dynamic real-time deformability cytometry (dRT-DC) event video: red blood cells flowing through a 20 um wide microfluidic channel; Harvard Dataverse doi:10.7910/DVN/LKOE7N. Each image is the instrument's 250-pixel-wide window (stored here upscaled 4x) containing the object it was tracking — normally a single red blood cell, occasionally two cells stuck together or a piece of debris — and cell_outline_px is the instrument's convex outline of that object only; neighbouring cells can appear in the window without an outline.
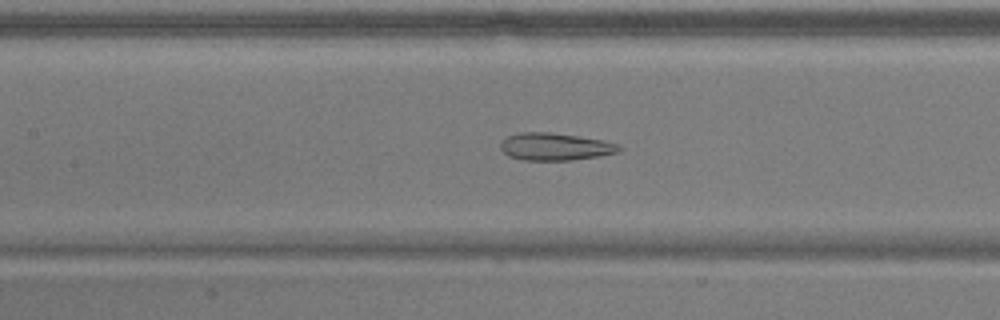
{"species": "common noctule bat (a hibernating species)", "species_latin": "Nyctalus noctula", "temperature_condition": "warm", "stored_images_in_passage": 53, "camera_frame_rate_fps": 3000, "um_per_image_px": 0.085, "animal": {"sex": "male", "body_mass_g": 17.9}, "frame": {"image": 1, "passage_image": 23, "time_ms": 7.333, "image_size_px": [1000, 320], "cell_outline_px": [[624, 148], [616, 152], [600, 156], [572, 160], [524, 160], [508, 156], [500, 148], [500, 144], [508, 136], [520, 132], [548, 132], [604, 140], [620, 144]], "centroid_in_image_um": [47.21, 12.47], "position_along_channel_um": 160.2, "area_um2": 18.9}}
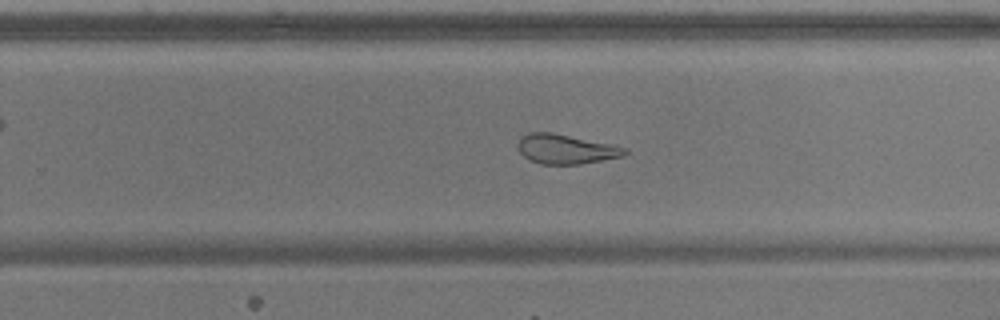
{"frame": {"image": 2, "passage_image": 33, "time_ms": 10.667, "image_size_px": [1000, 320], "cell_outline_px": [[628, 152], [624, 156], [580, 164], [540, 164], [528, 160], [520, 152], [516, 144], [520, 136], [528, 132], [552, 132], [612, 144], [628, 148]], "centroid_in_image_um": [48.07, 12.66], "position_along_channel_um": 281.7, "area_um2": 18.67}}
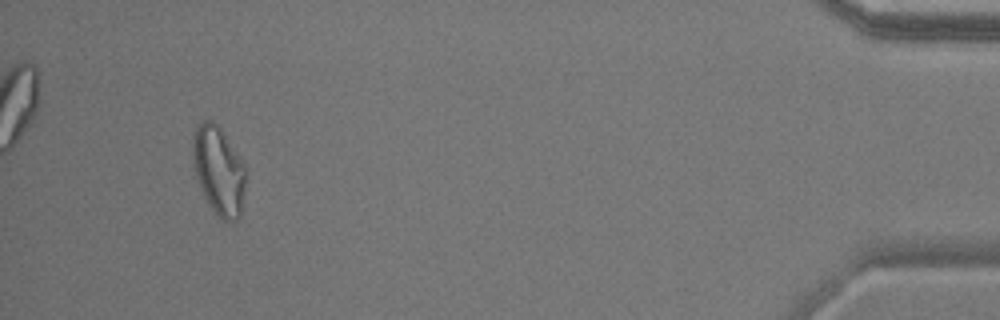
{"frame": {"image": 3, "passage_image": 50, "time_ms": 16.333, "image_size_px": [1000, 320], "cell_outline_px": [[244, 188], [240, 216], [236, 220], [224, 220], [208, 204], [204, 196], [196, 176], [192, 164], [192, 140], [196, 124], [200, 120], [212, 120], [220, 128], [244, 164]], "centroid_in_image_um": [18.54, 14.45], "position_along_channel_um": 416.7, "area_um2": 26.93}, "authors_computed_cell_mechanics": {"area_um2": 24.3338, "velocity_mm_per_s": 3.662, "shape_relaxation_time_tau1_ms": null, "shape_relaxation_time_tau2_ms": 1.9108, "deformation_change_tau1": null, "deformation_change_tau2": 0.1096}}